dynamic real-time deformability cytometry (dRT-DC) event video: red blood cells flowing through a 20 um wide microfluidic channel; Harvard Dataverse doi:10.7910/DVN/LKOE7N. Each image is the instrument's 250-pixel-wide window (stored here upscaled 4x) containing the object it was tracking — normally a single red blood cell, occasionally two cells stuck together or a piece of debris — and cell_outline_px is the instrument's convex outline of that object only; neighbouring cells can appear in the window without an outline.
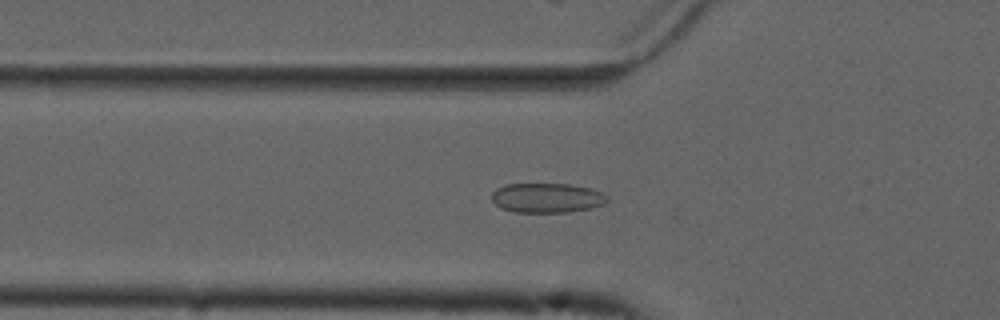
{"species": "common noctule bat (a hibernating species)", "species_latin": "Nyctalus noctula", "temperature_condition": "cold", "stored_images_in_passage": 48, "camera_frame_rate_fps": 3000, "um_per_image_px": 0.085, "animal": {"sex": "male", "forearm_length_mm": 52.5}, "frame": {"image": 1, "passage_image": 19, "time_ms": 6.0, "image_size_px": [1000, 320], "cell_outline_px": [[608, 200], [604, 204], [588, 208], [568, 212], [516, 212], [500, 208], [492, 200], [492, 192], [496, 188], [504, 184], [568, 184], [588, 188], [600, 192], [608, 196]], "centroid_in_image_um": [46.45, 16.82], "position_along_channel_um": 79.4, "area_um2": 19.83}}
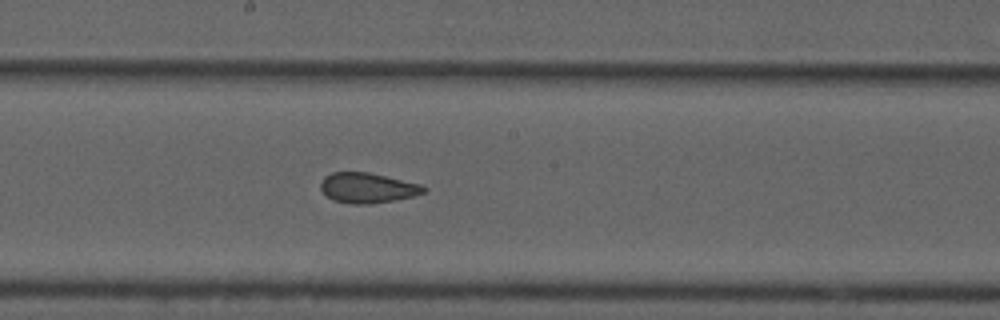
{"frame": {"image": 2, "passage_image": 30, "time_ms": 9.667, "image_size_px": [1000, 320], "cell_outline_px": [[428, 192], [396, 200], [372, 204], [348, 204], [332, 200], [320, 188], [320, 180], [324, 176], [332, 172], [368, 172], [420, 184], [428, 188]], "centroid_in_image_um": [31.23, 15.98], "position_along_channel_um": 217.0, "area_um2": 18.32}}
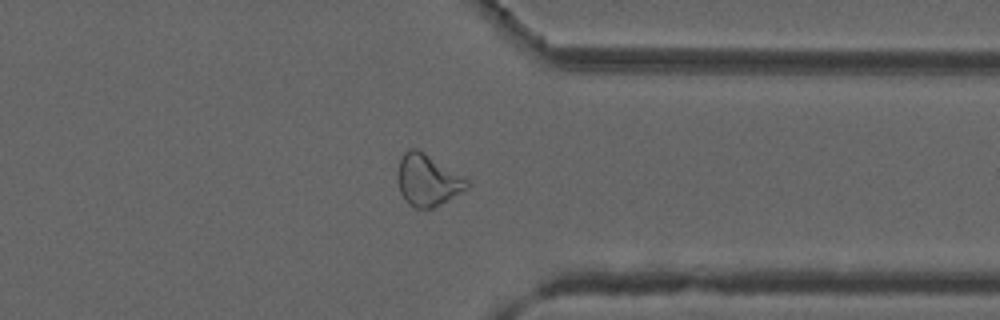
{"frame": {"image": 3, "passage_image": 43, "time_ms": 14.0, "image_size_px": [1000, 320], "cell_outline_px": [[468, 188], [440, 204], [432, 208], [416, 208], [408, 204], [404, 200], [400, 192], [396, 176], [400, 160], [404, 152], [408, 148], [416, 148], [468, 180]], "centroid_in_image_um": [36.29, 15.33], "position_along_channel_um": 375.1, "area_um2": 20.46}, "authors_computed_cell_mechanics": {"area_um2": 20.0277, "velocity_mm_per_s": 3.7346, "shape_relaxation_time_tau1_ms": null, "shape_relaxation_time_tau2_ms": 1.7454, "deformation_change_tau1": null, "deformation_change_tau2": 0.0583}}